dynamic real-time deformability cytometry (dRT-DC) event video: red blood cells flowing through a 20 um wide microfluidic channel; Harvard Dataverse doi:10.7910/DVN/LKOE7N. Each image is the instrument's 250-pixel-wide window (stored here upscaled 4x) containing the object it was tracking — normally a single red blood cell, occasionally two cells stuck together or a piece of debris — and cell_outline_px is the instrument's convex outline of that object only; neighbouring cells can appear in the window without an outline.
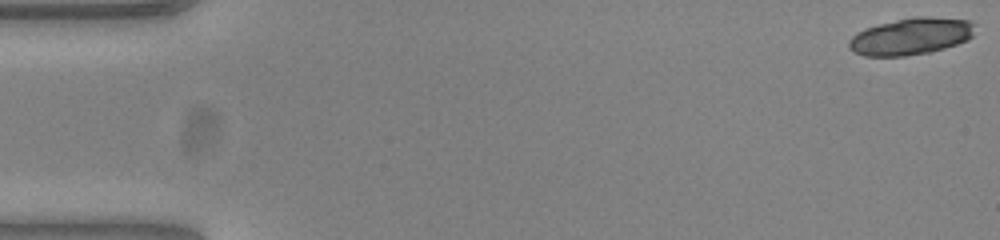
{"species": "common noctule bat (a hibernating species)", "species_latin": "Nyctalus noctula", "temperature_condition": "warm", "stored_images_in_passage": 18, "camera_frame_rate_fps": 3000, "um_per_image_px": 0.085, "animal": {"sex": "female", "body_mass_g": 23.0, "forearm_length_mm": 53.4}, "frame": {"image": 1, "passage_image": 1, "time_ms": 0.0, "image_size_px": [1000, 240], "cell_outline_px": [[976, 24], [972, 36], [968, 40], [944, 48], [928, 52], [904, 56], [864, 56], [848, 48], [848, 40], [856, 32], [864, 28], [912, 16], [924, 16], [968, 20]], "centroid_in_image_um": [77.42, 3.08], "position_along_channel_um": 7.6, "area_um2": 27.11}}
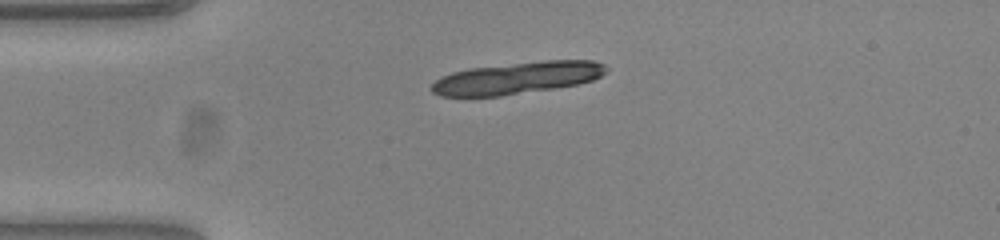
{"frame": {"image": 2, "passage_image": 13, "time_ms": 4.0, "image_size_px": [1000, 240], "cell_outline_px": [[608, 72], [592, 80], [576, 84], [552, 88], [500, 96], [440, 96], [432, 92], [432, 84], [436, 80], [452, 72], [472, 68], [544, 60], [592, 60], [604, 64], [608, 68]], "centroid_in_image_um": [43.99, 6.62], "position_along_channel_um": 41.0, "area_um2": 32.14}}